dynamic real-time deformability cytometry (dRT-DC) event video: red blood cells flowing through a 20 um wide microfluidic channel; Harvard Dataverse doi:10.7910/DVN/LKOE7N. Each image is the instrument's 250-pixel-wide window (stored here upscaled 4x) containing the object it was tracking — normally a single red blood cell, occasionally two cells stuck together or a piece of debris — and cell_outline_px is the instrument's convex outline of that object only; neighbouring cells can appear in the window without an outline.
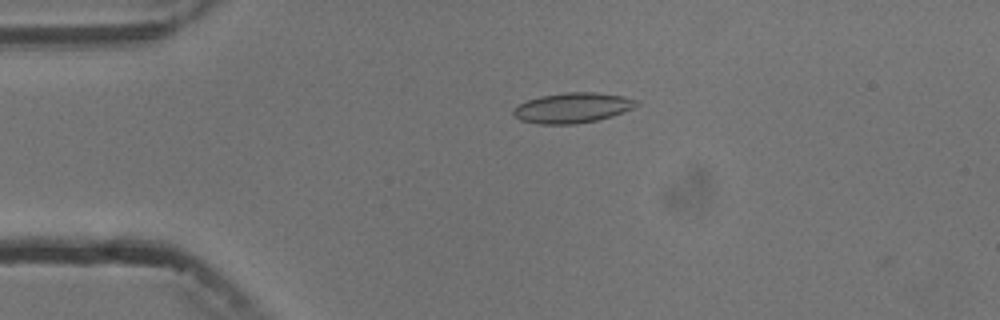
{"species": "common noctule bat (a hibernating species)", "species_latin": "Nyctalus noctula", "temperature_condition": "cold", "stored_images_in_passage": 4, "camera_frame_rate_fps": 3000, "um_per_image_px": 0.085, "animal": {"sex": "male", "body_mass_g": 13.3}, "frame": {"image": 1, "passage_image": 3, "time_ms": 2.333, "image_size_px": [1000, 320], "cell_outline_px": [[640, 104], [624, 112], [612, 116], [596, 120], [576, 124], [540, 124], [520, 120], [512, 112], [512, 108], [528, 100], [540, 96], [564, 92], [596, 92], [624, 96], [640, 100]], "centroid_in_image_um": [48.7, 9.15], "position_along_channel_um": 36.3, "area_um2": 21.79}}